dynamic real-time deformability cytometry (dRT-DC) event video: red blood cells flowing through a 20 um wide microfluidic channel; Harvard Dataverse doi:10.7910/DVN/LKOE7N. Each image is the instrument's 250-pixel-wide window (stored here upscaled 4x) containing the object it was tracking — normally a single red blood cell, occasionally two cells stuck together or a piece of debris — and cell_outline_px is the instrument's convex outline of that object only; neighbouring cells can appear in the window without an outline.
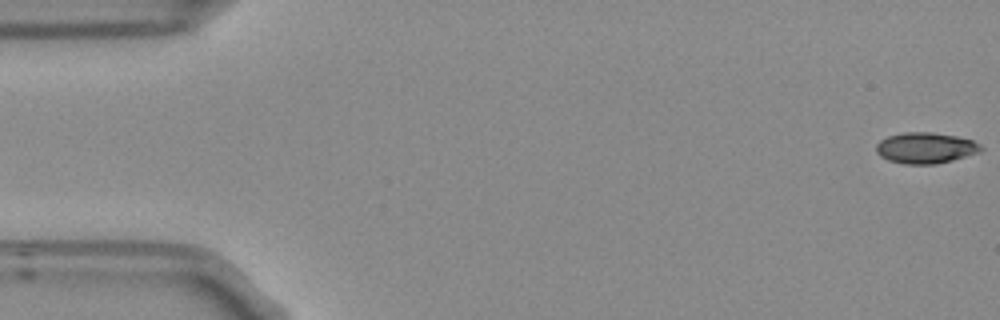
{"species": "Egyptian fruit bat (a non-hibernating species)", "species_latin": "Rousettus aegyptiacus", "temperature_condition": "room temperature", "stored_images_in_passage": 4, "segment_of_instrument_passage": [2, 2], "camera_frame_rate_fps": 3000, "um_per_image_px": 0.085, "frame": {"image": 1, "passage_image": 4, "time_ms": 1.0, "image_size_px": [1000, 320], "cell_outline_px": [[984, 148], [980, 152], [952, 160], [936, 164], [904, 164], [888, 160], [880, 156], [876, 152], [876, 144], [880, 140], [888, 136], [904, 132], [928, 132], [956, 136], [972, 140], [980, 144]], "centroid_in_image_um": [78.66, 12.58], "position_along_channel_um": 6.3, "area_um2": 18.9}}